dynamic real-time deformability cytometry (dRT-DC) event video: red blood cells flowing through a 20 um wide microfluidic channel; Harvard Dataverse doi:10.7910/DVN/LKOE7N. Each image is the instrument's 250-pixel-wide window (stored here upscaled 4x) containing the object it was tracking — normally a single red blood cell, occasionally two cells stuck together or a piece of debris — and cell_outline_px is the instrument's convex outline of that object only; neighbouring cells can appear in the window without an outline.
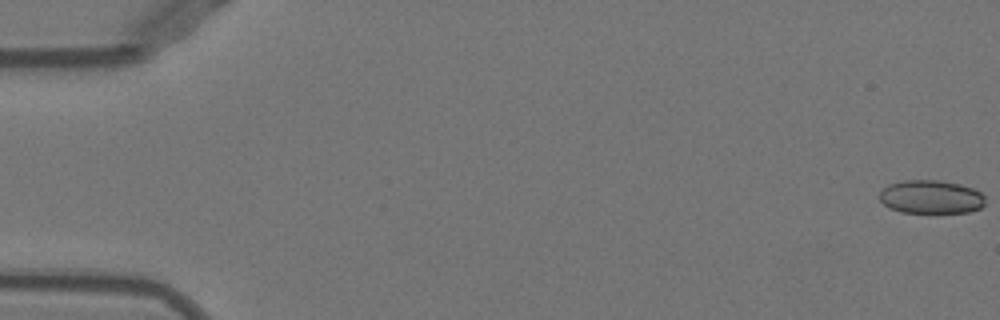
{"species": "Egyptian fruit bat (a non-hibernating species)", "species_latin": "Rousettus aegyptiacus", "temperature_condition": "warm", "stored_images_in_passage": 16, "camera_frame_rate_fps": 3000, "um_per_image_px": 0.085, "animal": {"sex": "female"}, "frame": {"image": 1, "passage_image": 1, "time_ms": 0.0, "image_size_px": [1000, 320], "cell_outline_px": [[984, 204], [980, 208], [968, 212], [900, 212], [888, 208], [880, 200], [880, 192], [888, 184], [904, 180], [940, 180], [960, 184], [972, 188], [980, 192], [984, 196]], "centroid_in_image_um": [79.11, 16.73], "position_along_channel_um": 5.9, "area_um2": 20.58}}
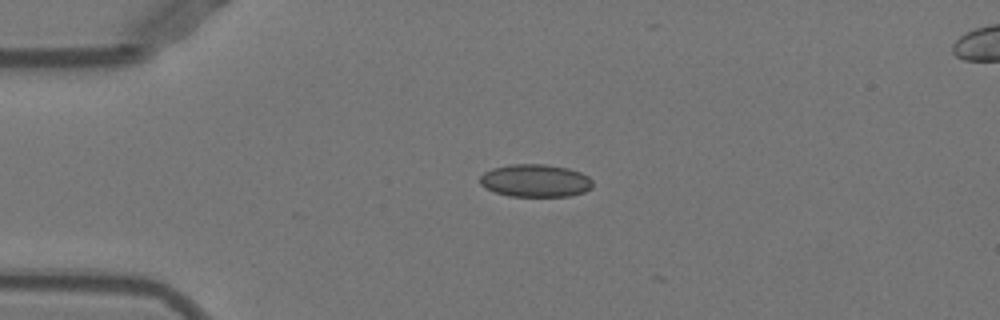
{"frame": {"image": 2, "passage_image": 13, "time_ms": 4.0, "image_size_px": [1000, 320], "cell_outline_px": [[592, 188], [584, 192], [568, 196], [508, 196], [496, 192], [480, 184], [480, 176], [484, 172], [492, 168], [508, 164], [548, 164], [568, 168], [580, 172], [588, 176], [592, 180]], "centroid_in_image_um": [45.51, 15.34], "position_along_channel_um": 39.5, "area_um2": 21.56}}